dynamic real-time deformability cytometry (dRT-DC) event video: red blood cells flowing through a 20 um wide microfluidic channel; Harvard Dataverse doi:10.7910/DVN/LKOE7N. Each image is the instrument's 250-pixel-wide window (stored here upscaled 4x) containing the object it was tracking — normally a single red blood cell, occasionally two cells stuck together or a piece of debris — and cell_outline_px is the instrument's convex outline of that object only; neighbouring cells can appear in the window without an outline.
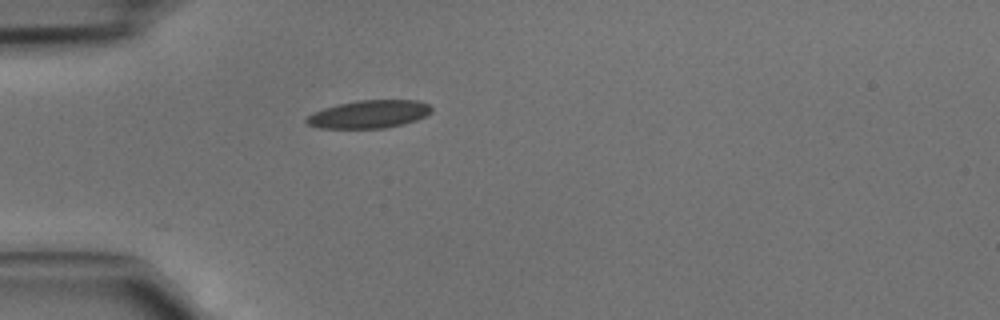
{"species": "common noctule bat (a hibernating species)", "species_latin": "Nyctalus noctula", "temperature_condition": "cold", "stored_images_in_passage": 33, "camera_frame_rate_fps": 3000, "um_per_image_px": 0.085, "animal": {"sex": "male", "body_mass_g": 15.6}, "frame": {"image": 1, "passage_image": 1, "time_ms": 0.0, "image_size_px": [1000, 320], "cell_outline_px": [[432, 112], [416, 120], [404, 124], [384, 128], [320, 128], [308, 124], [304, 120], [308, 116], [324, 108], [336, 104], [360, 100], [416, 100], [428, 104], [432, 108]], "centroid_in_image_um": [31.38, 9.7], "position_along_channel_um": 53.6, "area_um2": 20.23}}
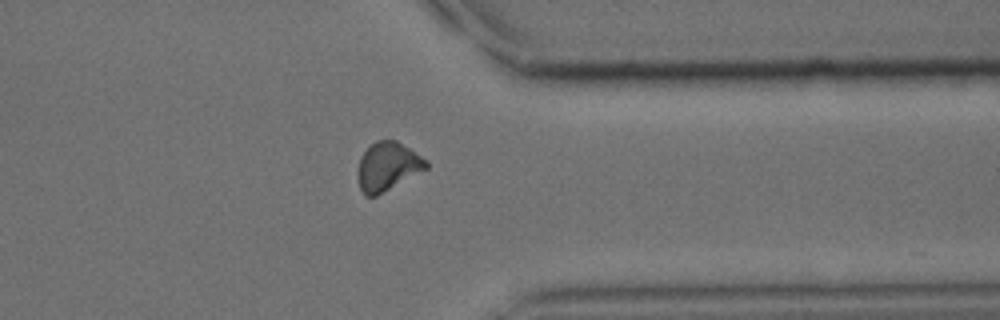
{"frame": {"image": 2, "passage_image": 24, "time_ms": 7.667, "image_size_px": [1000, 320], "cell_outline_px": [[428, 168], [376, 196], [364, 196], [360, 188], [356, 172], [360, 156], [376, 140], [396, 140], [428, 160]], "centroid_in_image_um": [32.93, 14.15], "position_along_channel_um": 378.5, "area_um2": 19.36}}
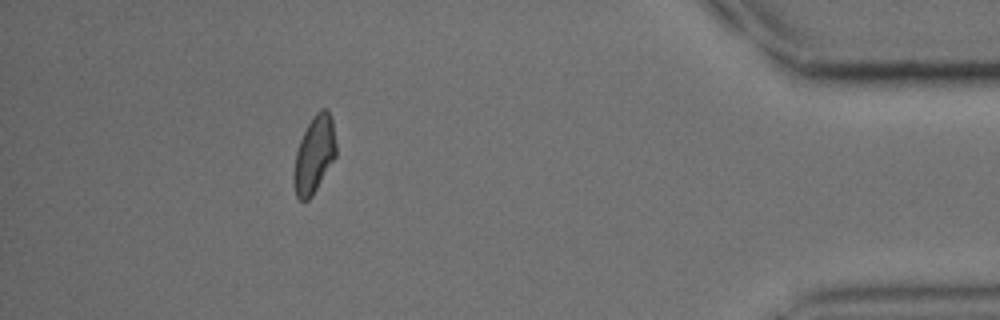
{"frame": {"image": 3, "passage_image": 29, "time_ms": 9.333, "image_size_px": [1000, 320], "cell_outline_px": [[336, 156], [312, 196], [308, 200], [300, 200], [296, 196], [292, 180], [292, 172], [296, 152], [300, 140], [312, 116], [320, 108], [324, 108], [328, 112], [332, 120], [336, 144]], "centroid_in_image_um": [26.69, 13.16], "position_along_channel_um": 408.5, "area_um2": 19.02}}